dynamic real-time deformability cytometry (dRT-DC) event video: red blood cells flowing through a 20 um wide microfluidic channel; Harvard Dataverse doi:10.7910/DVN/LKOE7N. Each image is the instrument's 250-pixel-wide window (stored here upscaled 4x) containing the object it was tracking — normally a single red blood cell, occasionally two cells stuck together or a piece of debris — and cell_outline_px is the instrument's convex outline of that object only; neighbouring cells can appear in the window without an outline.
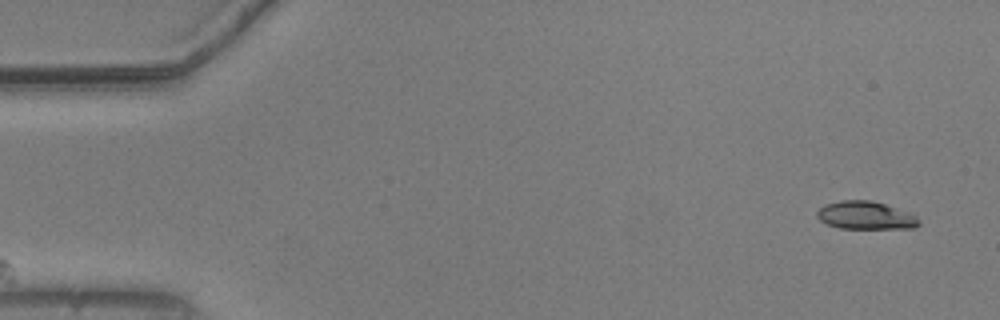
{"species": "common noctule bat (a hibernating species)", "species_latin": "Nyctalus noctula", "temperature_condition": "warm", "stored_images_in_passage": 13, "camera_frame_rate_fps": 3000, "um_per_image_px": 0.085, "animal": {"sex": "male", "body_mass_g": 20.5, "forearm_length_mm": 52.5}, "frame": {"image": 1, "passage_image": 1, "time_ms": 0.0, "image_size_px": [1000, 320], "cell_outline_px": [[920, 224], [916, 228], [840, 228], [828, 224], [820, 220], [816, 216], [816, 212], [824, 204], [840, 200], [872, 200], [912, 212], [916, 216]], "centroid_in_image_um": [73.6, 18.29], "position_along_channel_um": 11.4, "area_um2": 16.76}}